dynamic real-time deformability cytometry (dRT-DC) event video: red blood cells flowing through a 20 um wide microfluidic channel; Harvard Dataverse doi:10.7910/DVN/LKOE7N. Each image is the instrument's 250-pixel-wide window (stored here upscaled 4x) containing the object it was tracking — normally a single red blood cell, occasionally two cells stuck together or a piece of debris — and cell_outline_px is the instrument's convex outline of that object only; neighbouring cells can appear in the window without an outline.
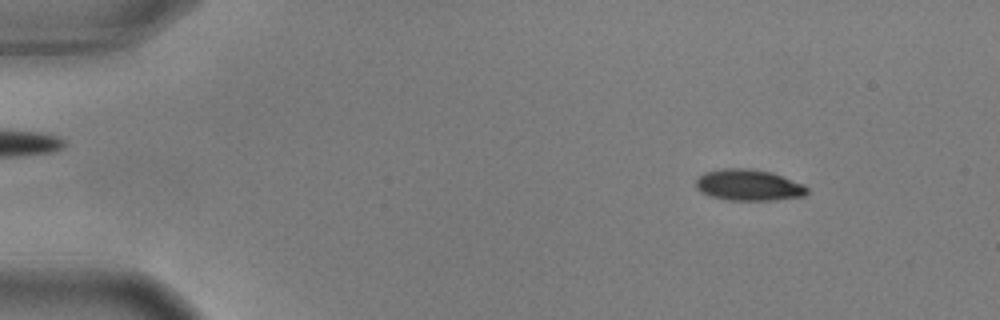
{"species": "common noctule bat (a hibernating species)", "species_latin": "Nyctalus noctula", "temperature_condition": "warm", "stored_images_in_passage": 56, "camera_frame_rate_fps": 3000, "um_per_image_px": 0.085, "animal": {"sex": "male", "body_mass_g": 17.9, "forearm_length_mm": 54.2}, "frame": {"image": 1, "passage_image": 7, "time_ms": 2.0, "image_size_px": [1000, 320], "cell_outline_px": [[808, 192], [804, 196], [776, 200], [728, 200], [712, 196], [700, 192], [696, 188], [696, 180], [704, 172], [720, 168], [748, 168], [772, 172], [804, 184], [808, 188]], "centroid_in_image_um": [63.64, 15.72], "position_along_channel_um": 21.4, "area_um2": 20.4}}
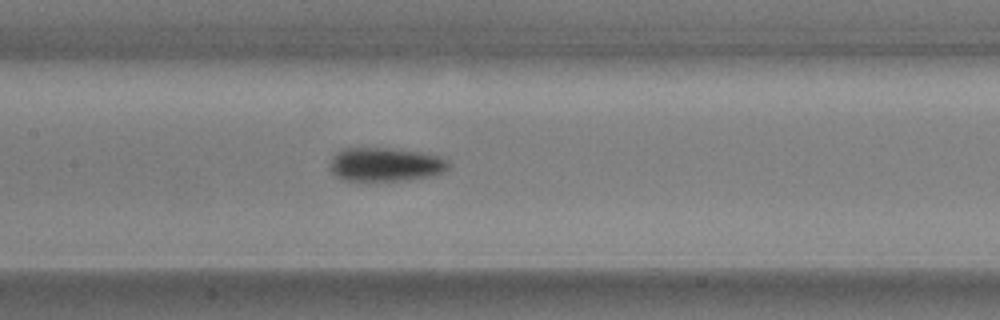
{"frame": {"image": 2, "passage_image": 27, "time_ms": 8.667, "image_size_px": [1000, 320], "cell_outline_px": [[452, 164], [444, 172], [432, 176], [408, 180], [368, 184], [340, 180], [328, 168], [332, 160], [344, 148], [388, 148], [420, 152], [440, 156], [448, 160]], "centroid_in_image_um": [32.77, 14.04], "position_along_channel_um": 174.6, "area_um2": 24.28}}
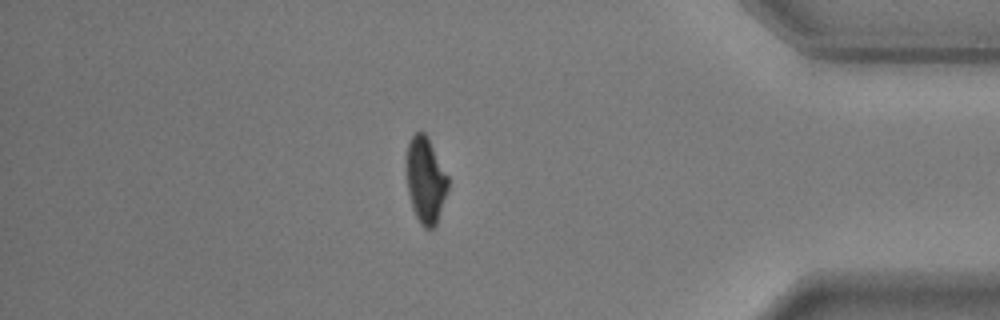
{"frame": {"image": 3, "passage_image": 48, "time_ms": 15.667, "image_size_px": [1000, 320], "cell_outline_px": [[448, 188], [436, 224], [432, 228], [424, 228], [420, 224], [412, 208], [408, 192], [408, 144], [412, 136], [420, 128], [428, 136], [448, 176]], "centroid_in_image_um": [36.19, 15.29], "position_along_channel_um": 399.0, "area_um2": 20.52}}